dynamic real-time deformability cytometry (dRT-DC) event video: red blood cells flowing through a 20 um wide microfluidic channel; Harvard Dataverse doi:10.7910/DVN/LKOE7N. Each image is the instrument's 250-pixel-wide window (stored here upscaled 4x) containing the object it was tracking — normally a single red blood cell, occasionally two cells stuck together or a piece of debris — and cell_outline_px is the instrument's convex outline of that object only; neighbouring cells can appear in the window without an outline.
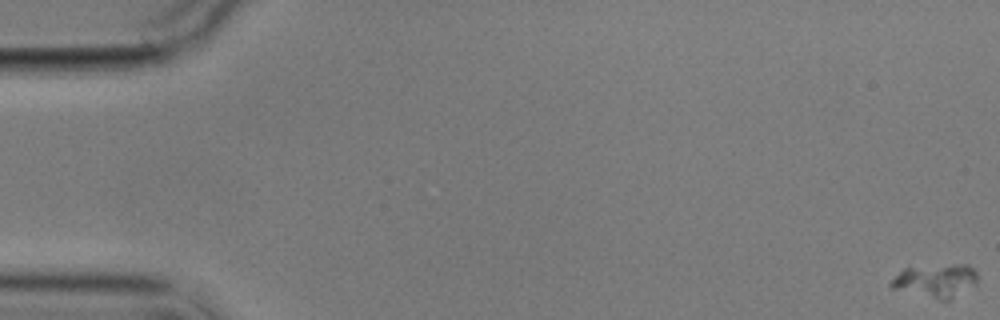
{"species": "common noctule bat (a hibernating species)", "species_latin": "Nyctalus noctula", "temperature_condition": "cold", "stored_images_in_passage": 7, "segment_of_instrument_passage": [1, 2], "camera_frame_rate_fps": 3000, "um_per_image_px": 0.085, "animal": {"sex": "male", "body_mass_g": 17.9}, "frame": {"image": 1, "passage_image": 1, "time_ms": 0.0, "image_size_px": [1000, 320], "cell_outline_px": [[976, 284], [948, 300], [940, 300], [892, 288], [888, 284], [904, 268], [956, 264], [968, 264], [976, 272]], "centroid_in_image_um": [79.54, 23.85], "position_along_channel_um": 5.5, "area_um2": 16.42}}
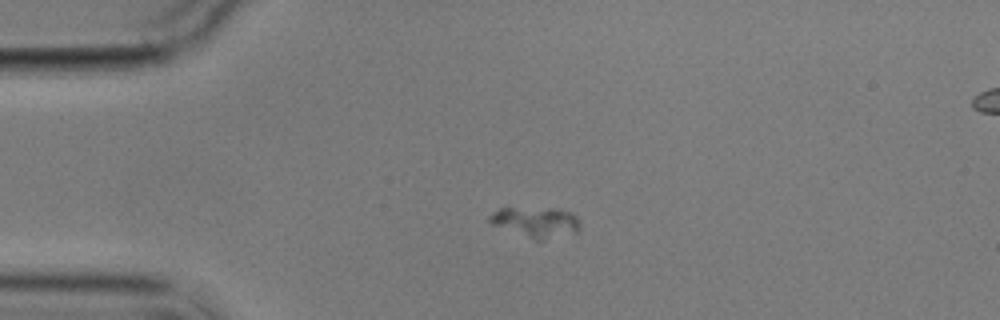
{"frame": {"image": 2, "passage_image": 5, "time_ms": 4.667, "image_size_px": [1000, 320], "cell_outline_px": [[580, 232], [540, 240], [536, 240], [492, 224], [488, 220], [488, 216], [492, 212], [500, 208], [556, 208], [572, 212], [580, 220]], "centroid_in_image_um": [45.6, 18.86], "position_along_channel_um": 39.4, "area_um2": 16.07}}